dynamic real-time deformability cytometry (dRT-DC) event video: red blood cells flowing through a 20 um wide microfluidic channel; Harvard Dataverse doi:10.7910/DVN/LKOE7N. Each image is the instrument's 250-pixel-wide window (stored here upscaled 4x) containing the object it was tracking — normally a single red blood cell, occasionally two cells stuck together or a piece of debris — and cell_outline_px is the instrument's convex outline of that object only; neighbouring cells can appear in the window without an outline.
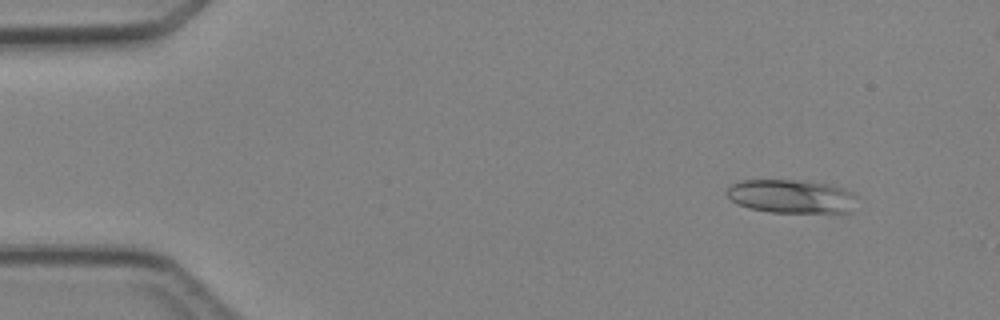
{"species": "Egyptian fruit bat (a non-hibernating species)", "species_latin": "Rousettus aegyptiacus", "temperature_condition": "cold", "stored_images_in_passage": 4, "camera_frame_rate_fps": 3000, "um_per_image_px": 0.085, "animal": {"sex": "female"}, "frame": {"image": 1, "passage_image": 1, "time_ms": 0.0, "image_size_px": [1000, 320], "cell_outline_px": [[856, 196], [852, 212], [772, 212], [752, 208], [740, 204], [732, 200], [724, 192], [732, 184], [740, 180], [804, 180], [828, 184], [852, 192]], "centroid_in_image_um": [67.26, 16.68], "position_along_channel_um": 17.7, "area_um2": 25.26}}